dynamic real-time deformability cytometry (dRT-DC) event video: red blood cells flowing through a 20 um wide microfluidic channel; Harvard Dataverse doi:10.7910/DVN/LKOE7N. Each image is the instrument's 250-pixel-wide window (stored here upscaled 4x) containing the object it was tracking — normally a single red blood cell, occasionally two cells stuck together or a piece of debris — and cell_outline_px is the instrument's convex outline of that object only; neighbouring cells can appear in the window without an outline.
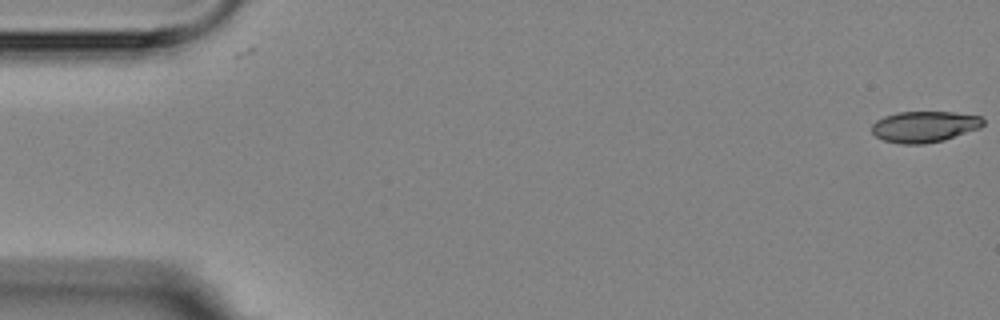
{"species": "Egyptian fruit bat (a non-hibernating species)", "species_latin": "Rousettus aegyptiacus", "temperature_condition": "room temperature", "stored_images_in_passage": 5, "camera_frame_rate_fps": 3000, "um_per_image_px": 0.085, "animal": {"sex": "female"}, "frame": {"image": 1, "passage_image": 1, "time_ms": 0.0, "image_size_px": [1000, 320], "cell_outline_px": [[984, 124], [980, 128], [944, 140], [924, 144], [900, 144], [884, 140], [876, 136], [872, 132], [872, 124], [876, 120], [884, 116], [896, 112], [956, 112], [980, 116], [984, 120]], "centroid_in_image_um": [78.58, 10.76], "position_along_channel_um": 6.4, "area_um2": 20.29}}